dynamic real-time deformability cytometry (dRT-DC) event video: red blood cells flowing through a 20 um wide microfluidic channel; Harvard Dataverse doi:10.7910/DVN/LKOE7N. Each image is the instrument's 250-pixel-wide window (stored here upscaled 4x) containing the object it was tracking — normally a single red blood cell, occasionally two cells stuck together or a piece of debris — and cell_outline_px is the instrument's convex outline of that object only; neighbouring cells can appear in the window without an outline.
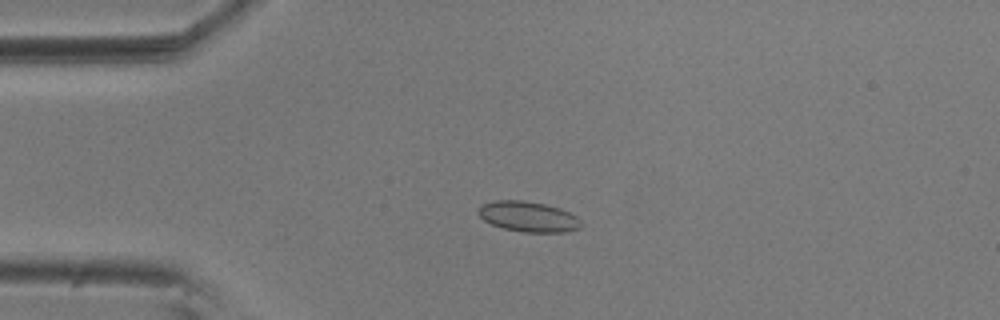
{"species": "common noctule bat (a hibernating species)", "species_latin": "Nyctalus noctula", "temperature_condition": "room temperature", "stored_images_in_passage": 13, "camera_frame_rate_fps": 3000, "um_per_image_px": 0.085, "animal": {"sex": "male", "body_mass_g": 20.5, "forearm_length_mm": 52.5}, "frame": {"image": 1, "passage_image": 13, "time_ms": 4.0, "image_size_px": [1000, 320], "cell_outline_px": [[580, 228], [564, 232], [524, 232], [504, 228], [492, 224], [484, 220], [476, 212], [484, 204], [496, 200], [524, 200], [544, 204], [560, 208], [576, 216], [580, 220]], "centroid_in_image_um": [44.9, 18.41], "position_along_channel_um": 40.1, "area_um2": 17.98}}